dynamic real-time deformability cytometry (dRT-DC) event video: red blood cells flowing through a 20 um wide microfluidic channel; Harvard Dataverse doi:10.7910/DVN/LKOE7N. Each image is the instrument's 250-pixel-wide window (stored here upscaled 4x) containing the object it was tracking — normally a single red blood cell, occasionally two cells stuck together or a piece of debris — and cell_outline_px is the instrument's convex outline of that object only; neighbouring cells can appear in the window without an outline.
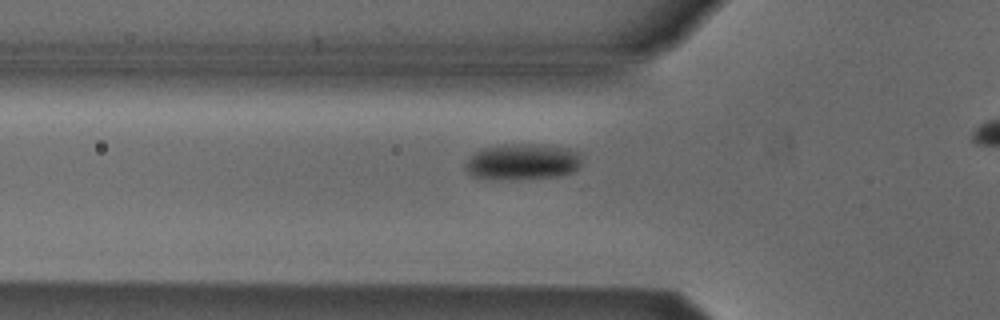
{"species": "Egyptian fruit bat (a non-hibernating species)", "species_latin": "Rousettus aegyptiacus", "temperature_condition": "cold", "stored_images_in_passage": 36, "camera_frame_rate_fps": 3000, "um_per_image_px": 0.085, "animal": {"sex": "male"}, "frame": {"image": 1, "passage_image": 8, "time_ms": 2.333, "image_size_px": [1000, 320], "cell_outline_px": [[580, 164], [572, 172], [560, 176], [472, 176], [464, 168], [464, 164], [476, 152], [484, 148], [504, 144], [532, 144], [564, 148], [580, 152]], "centroid_in_image_um": [44.44, 13.69], "position_along_channel_um": 81.4, "area_um2": 22.95}}
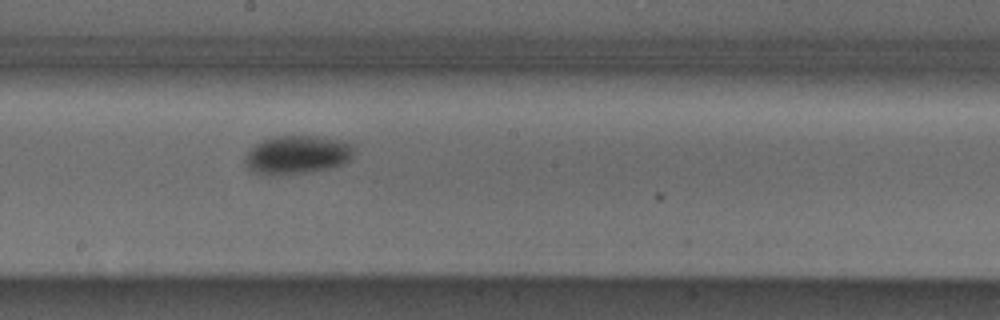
{"frame": {"image": 2, "passage_image": 19, "time_ms": 6.0, "image_size_px": [1000, 320], "cell_outline_px": [[352, 156], [344, 164], [332, 168], [308, 172], [280, 176], [276, 176], [252, 172], [244, 164], [244, 160], [248, 152], [256, 144], [272, 136], [316, 136], [340, 140], [352, 144]], "centroid_in_image_um": [25.24, 13.18], "position_along_channel_um": 223.0, "area_um2": 24.57}}
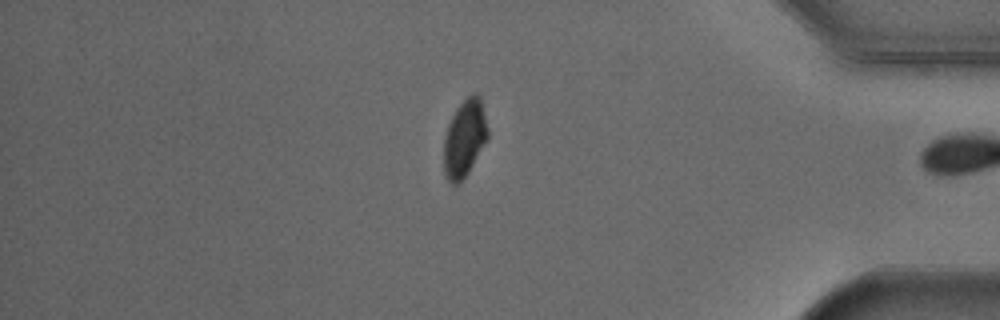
{"frame": {"image": 3, "passage_image": 35, "time_ms": 11.333, "image_size_px": [1000, 320], "cell_outline_px": [[488, 136], [468, 172], [460, 184], [452, 184], [448, 180], [444, 172], [444, 136], [448, 124], [456, 108], [472, 92], [476, 92], [480, 96], [488, 128]], "centroid_in_image_um": [39.48, 11.74], "position_along_channel_um": 395.7, "area_um2": 19.65}, "authors_computed_cell_mechanics": {"area_um2": 23.4379, "velocity_mm_per_s": 3.8618, "shape_relaxation_time_tau1_ms": 2.2297, "shape_relaxation_time_tau2_ms": null, "deformation_change_tau1": 0.0702, "deformation_change_tau2": null}}